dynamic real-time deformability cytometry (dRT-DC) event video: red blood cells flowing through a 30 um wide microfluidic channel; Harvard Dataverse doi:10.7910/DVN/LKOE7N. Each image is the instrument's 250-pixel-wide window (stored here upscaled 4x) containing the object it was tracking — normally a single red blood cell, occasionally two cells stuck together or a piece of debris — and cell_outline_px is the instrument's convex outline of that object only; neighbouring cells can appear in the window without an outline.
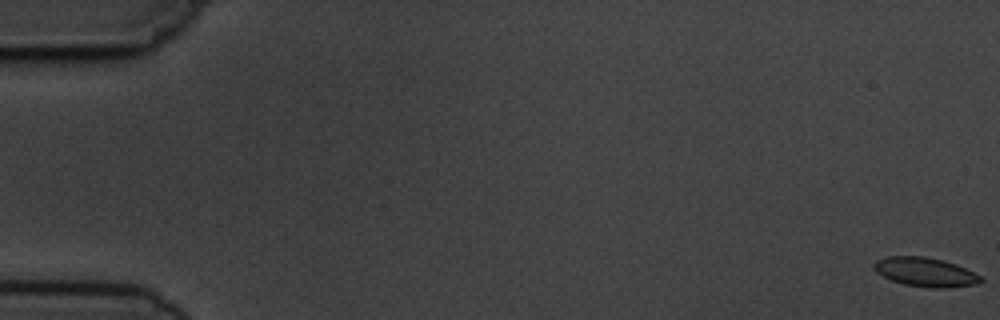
{"species": "common noctule bat (a hibernating species)", "species_latin": "Nyctalus noctula", "temperature_condition": "cold", "stored_images_in_passage": 11, "segment_of_instrument_passage": [1, 2], "camera_frame_rate_fps": 3000, "um_per_image_px": 0.085, "animal": {"sex": "male", "body_mass_g": 19.5, "forearm_length_mm": 54.6}, "frame": {"image": 1, "passage_image": 1, "time_ms": 0.0, "image_size_px": [1000, 320], "cell_outline_px": [[984, 280], [980, 284], [948, 288], [932, 288], [904, 284], [892, 280], [876, 272], [872, 264], [876, 260], [888, 256], [924, 256], [956, 264], [980, 276]], "centroid_in_image_um": [78.66, 23.13], "position_along_channel_um": 6.3, "area_um2": 18.03}}
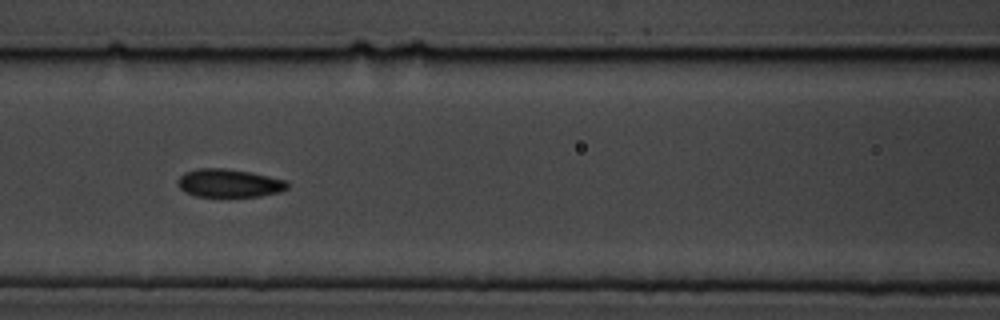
{"frame": {"image": 2, "passage_image": 8, "time_ms": 8.0, "image_size_px": [1000, 320], "cell_outline_px": [[288, 188], [280, 192], [260, 196], [196, 196], [184, 192], [180, 188], [176, 180], [184, 172], [200, 168], [224, 168], [252, 172], [284, 180], [288, 184]], "centroid_in_image_um": [19.44, 15.56], "position_along_channel_um": 147.2, "area_um2": 17.98}}
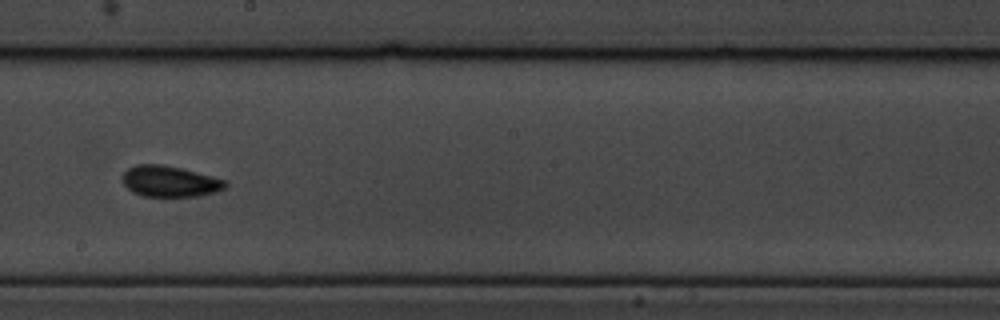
{"frame": {"image": 3, "passage_image": 10, "time_ms": 10.333, "image_size_px": [1000, 320], "cell_outline_px": [[228, 184], [224, 188], [216, 192], [200, 196], [144, 196], [132, 192], [124, 184], [120, 176], [128, 168], [136, 164], [160, 164], [180, 168], [212, 176], [224, 180]], "centroid_in_image_um": [14.4, 15.41], "position_along_channel_um": 233.8, "area_um2": 18.55}}